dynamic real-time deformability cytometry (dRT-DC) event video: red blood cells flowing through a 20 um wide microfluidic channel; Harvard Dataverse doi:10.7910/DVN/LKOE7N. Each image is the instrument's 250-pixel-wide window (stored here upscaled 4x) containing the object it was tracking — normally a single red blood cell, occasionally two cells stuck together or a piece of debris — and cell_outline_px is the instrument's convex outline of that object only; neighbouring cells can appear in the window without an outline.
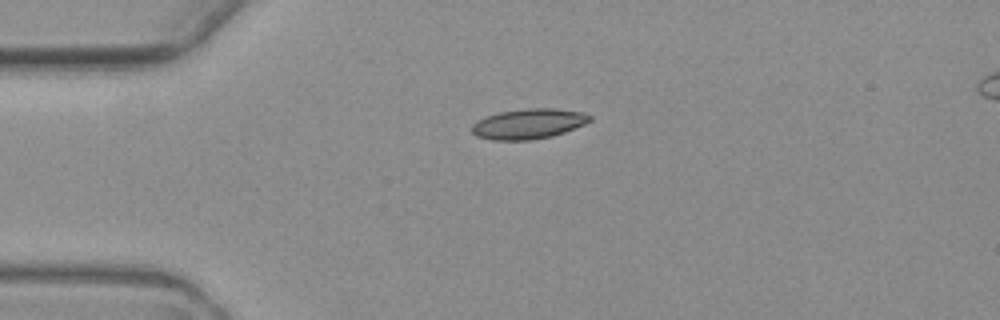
{"species": "common noctule bat (a hibernating species)", "species_latin": "Nyctalus noctula", "temperature_condition": "warm", "stored_images_in_passage": 2, "camera_frame_rate_fps": 3000, "um_per_image_px": 0.085, "animal": {"sex": "female", "body_mass_g": 19.3, "forearm_length_mm": 54.1}, "frame": {"image": 1, "passage_image": 2, "time_ms": 2.333, "image_size_px": [1000, 320], "cell_outline_px": [[592, 120], [584, 124], [564, 132], [552, 136], [532, 140], [492, 140], [476, 136], [472, 132], [472, 124], [476, 120], [484, 116], [500, 112], [524, 108], [556, 108], [584, 112], [592, 116]], "centroid_in_image_um": [44.91, 10.51], "position_along_channel_um": 40.1, "area_um2": 20.98}}